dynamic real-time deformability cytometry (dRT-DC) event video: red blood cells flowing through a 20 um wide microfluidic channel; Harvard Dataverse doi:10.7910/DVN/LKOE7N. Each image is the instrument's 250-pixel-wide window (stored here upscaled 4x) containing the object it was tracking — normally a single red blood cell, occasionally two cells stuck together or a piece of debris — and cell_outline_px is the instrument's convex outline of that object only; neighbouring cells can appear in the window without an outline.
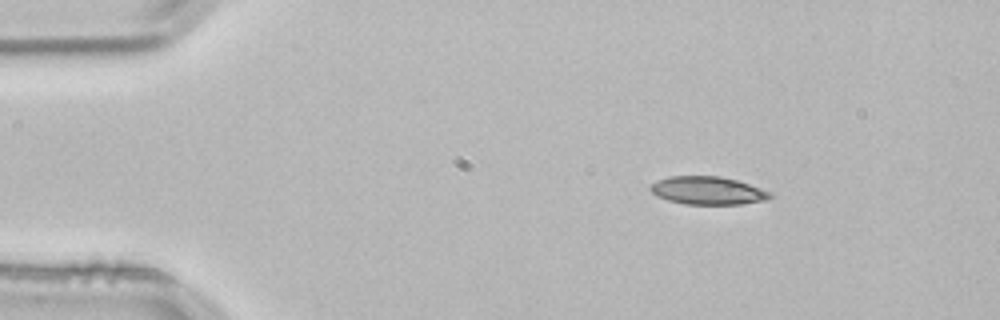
{"species": "common noctule bat (a hibernating species)", "species_latin": "Nyctalus noctula", "temperature_condition": "room temperature", "stored_images_in_passage": 3, "camera_frame_rate_fps": 3000, "um_per_image_px": 0.085, "animal": {"sex": "male", "body_mass_g": 21.5, "forearm_length_mm": 52.0}, "frame": {"image": 1, "passage_image": 1, "time_ms": 0.0, "image_size_px": [1000, 320], "cell_outline_px": [[772, 196], [768, 200], [740, 204], [684, 204], [668, 200], [656, 196], [648, 188], [656, 180], [668, 176], [720, 176], [736, 180], [772, 192]], "centroid_in_image_um": [60.14, 16.2], "position_along_channel_um": 24.9, "area_um2": 19.59}}
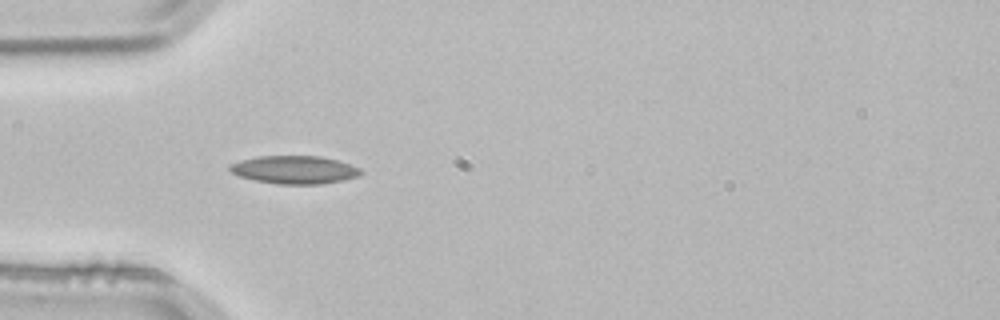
{"frame": {"image": 2, "passage_image": 3, "time_ms": 0.667, "image_size_px": [1000, 320], "cell_outline_px": [[364, 172], [360, 176], [344, 180], [320, 184], [276, 184], [256, 180], [240, 176], [232, 172], [228, 168], [232, 164], [240, 160], [260, 156], [320, 156], [336, 160], [360, 168]], "centroid_in_image_um": [25.07, 14.43], "position_along_channel_um": 59.9, "area_um2": 21.27}}